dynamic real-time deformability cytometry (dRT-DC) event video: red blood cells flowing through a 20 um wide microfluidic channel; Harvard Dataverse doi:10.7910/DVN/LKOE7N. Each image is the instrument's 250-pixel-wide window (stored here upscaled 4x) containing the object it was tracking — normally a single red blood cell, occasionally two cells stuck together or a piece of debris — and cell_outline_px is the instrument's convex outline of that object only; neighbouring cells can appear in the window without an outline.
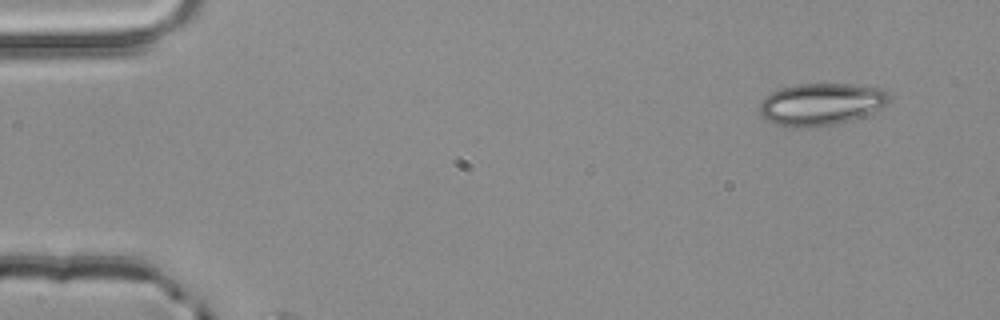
{"species": "common noctule bat (a hibernating species)", "species_latin": "Nyctalus noctula", "temperature_condition": "room temperature", "stored_images_in_passage": 3, "camera_frame_rate_fps": 3000, "um_per_image_px": 0.085, "animal": {"sex": "male", "body_mass_g": 20.4}, "frame": {"image": 1, "passage_image": 1, "time_ms": 0.0, "image_size_px": [1000, 320], "cell_outline_px": [[892, 96], [888, 104], [880, 108], [860, 116], [848, 120], [832, 124], [800, 128], [792, 128], [776, 124], [768, 120], [760, 112], [760, 104], [772, 92], [780, 88], [796, 84], [852, 84], [880, 88]], "centroid_in_image_um": [69.81, 8.84], "position_along_channel_um": 15.2, "area_um2": 31.39}}